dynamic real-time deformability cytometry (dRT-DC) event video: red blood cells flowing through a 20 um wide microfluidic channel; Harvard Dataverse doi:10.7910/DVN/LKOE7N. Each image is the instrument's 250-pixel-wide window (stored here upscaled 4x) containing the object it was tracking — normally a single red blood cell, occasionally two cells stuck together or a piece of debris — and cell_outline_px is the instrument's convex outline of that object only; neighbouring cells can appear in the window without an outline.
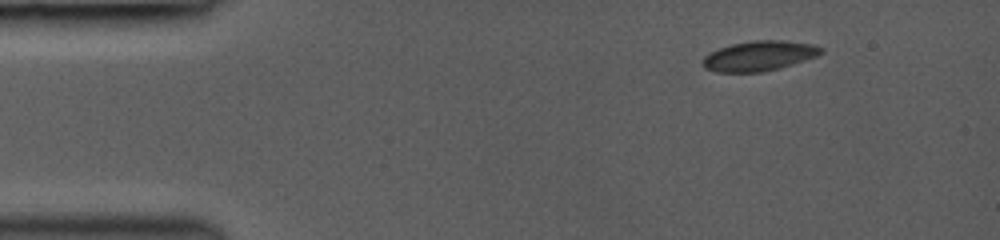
{"species": "common noctule bat (a hibernating species)", "species_latin": "Nyctalus noctula", "temperature_condition": "room temperature", "stored_images_in_passage": 12, "camera_frame_rate_fps": 3000, "um_per_image_px": 0.085, "animal": {"sex": "female", "body_mass_g": 19.0, "forearm_length_mm": 53.3}, "frame": {"image": 1, "passage_image": 1, "time_ms": 0.0, "image_size_px": [1000, 240], "cell_outline_px": [[824, 52], [816, 56], [780, 68], [764, 72], [716, 72], [704, 68], [700, 64], [704, 56], [708, 52], [732, 44], [752, 40], [780, 40], [812, 44], [824, 48]], "centroid_in_image_um": [64.49, 4.75], "position_along_channel_um": 20.5, "area_um2": 20.81}}
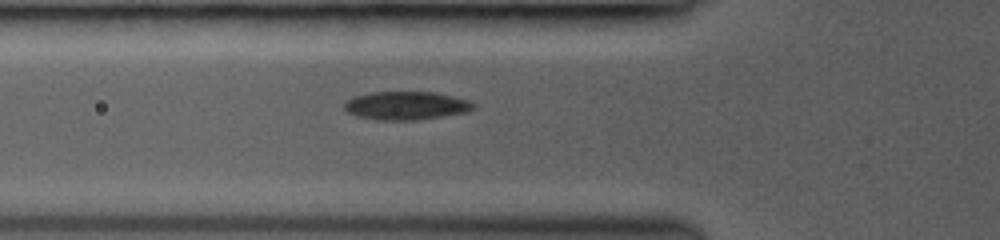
{"frame": {"image": 2, "passage_image": 10, "time_ms": 3.667, "image_size_px": [1000, 240], "cell_outline_px": [[476, 104], [468, 112], [416, 120], [376, 120], [356, 116], [348, 112], [344, 108], [344, 100], [352, 96], [372, 92], [432, 92], [452, 96], [468, 100]], "centroid_in_image_um": [34.46, 8.98], "position_along_channel_um": 91.3, "area_um2": 21.39}}
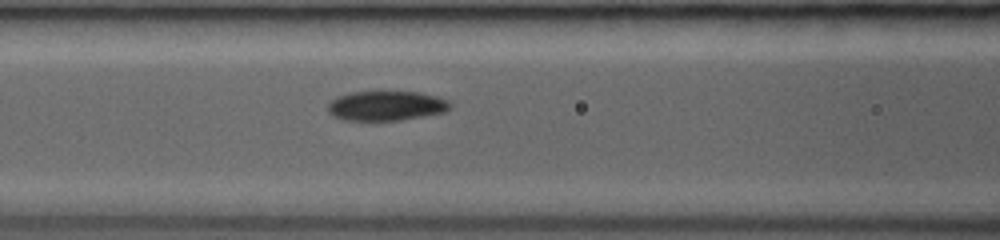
{"frame": {"image": 3, "passage_image": 12, "time_ms": 4.667, "image_size_px": [1000, 240], "cell_outline_px": [[452, 108], [444, 112], [424, 116], [400, 120], [344, 120], [332, 116], [328, 112], [328, 104], [336, 96], [352, 92], [420, 92], [436, 96], [448, 100], [452, 104]], "centroid_in_image_um": [32.84, 8.99], "position_along_channel_um": 133.8, "area_um2": 21.21}}